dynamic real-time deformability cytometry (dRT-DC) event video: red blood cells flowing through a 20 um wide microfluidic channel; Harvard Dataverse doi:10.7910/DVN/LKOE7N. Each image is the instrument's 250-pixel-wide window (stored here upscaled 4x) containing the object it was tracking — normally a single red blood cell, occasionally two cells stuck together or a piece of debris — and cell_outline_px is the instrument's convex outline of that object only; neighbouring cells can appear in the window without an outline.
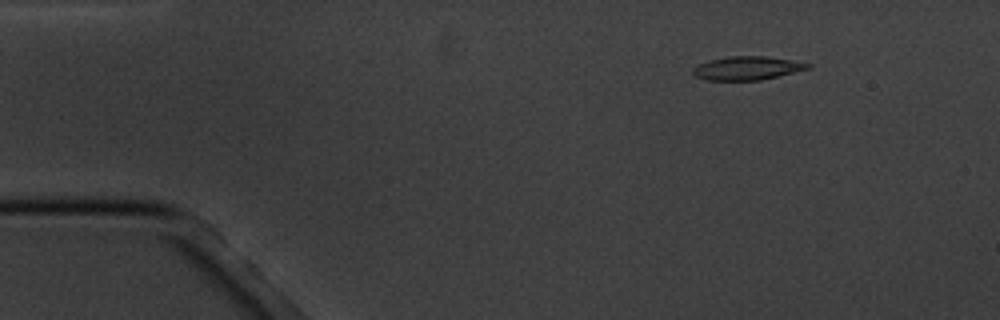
{"species": "common noctule bat (a hibernating species)", "species_latin": "Nyctalus noctula", "temperature_condition": "cold", "stored_images_in_passage": 3, "camera_frame_rate_fps": 3000, "um_per_image_px": 0.085, "animal": {"sex": "male", "body_mass_g": 20.1, "forearm_length_mm": 53.5}, "frame": {"image": 1, "passage_image": 1, "time_ms": 0.0, "image_size_px": [1000, 320], "cell_outline_px": [[812, 68], [760, 80], [708, 80], [696, 76], [692, 72], [692, 68], [708, 60], [728, 56], [764, 56], [812, 64]], "centroid_in_image_um": [63.5, 5.79], "position_along_channel_um": 21.5, "area_um2": 15.61}}